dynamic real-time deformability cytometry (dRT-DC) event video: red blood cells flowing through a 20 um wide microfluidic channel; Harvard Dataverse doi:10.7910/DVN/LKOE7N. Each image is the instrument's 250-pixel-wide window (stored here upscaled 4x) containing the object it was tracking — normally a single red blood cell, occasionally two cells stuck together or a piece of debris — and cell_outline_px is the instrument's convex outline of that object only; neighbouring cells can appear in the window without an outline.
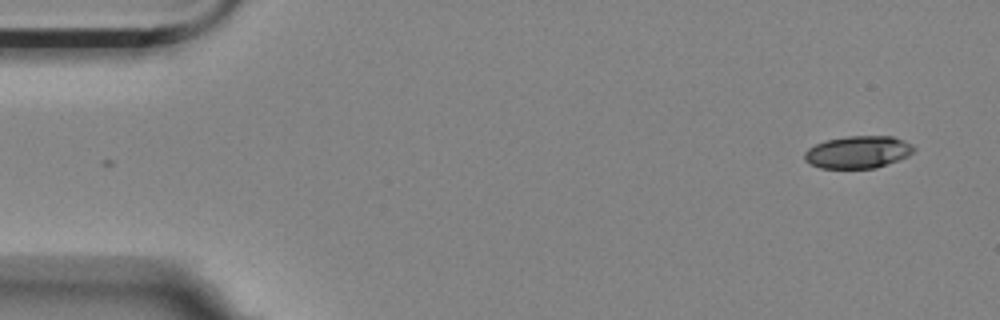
{"species": "Egyptian fruit bat (a non-hibernating species)", "species_latin": "Rousettus aegyptiacus", "temperature_condition": "room temperature", "stored_images_in_passage": 2, "camera_frame_rate_fps": 3000, "um_per_image_px": 0.085, "animal": {"sex": "female"}, "frame": {"image": 1, "passage_image": 2, "time_ms": 0.333, "image_size_px": [1000, 320], "cell_outline_px": [[916, 148], [908, 156], [876, 168], [820, 168], [804, 160], [804, 152], [808, 148], [824, 140], [848, 136], [892, 136], [904, 140], [912, 144]], "centroid_in_image_um": [72.92, 12.92], "position_along_channel_um": 12.1, "area_um2": 20.63}}